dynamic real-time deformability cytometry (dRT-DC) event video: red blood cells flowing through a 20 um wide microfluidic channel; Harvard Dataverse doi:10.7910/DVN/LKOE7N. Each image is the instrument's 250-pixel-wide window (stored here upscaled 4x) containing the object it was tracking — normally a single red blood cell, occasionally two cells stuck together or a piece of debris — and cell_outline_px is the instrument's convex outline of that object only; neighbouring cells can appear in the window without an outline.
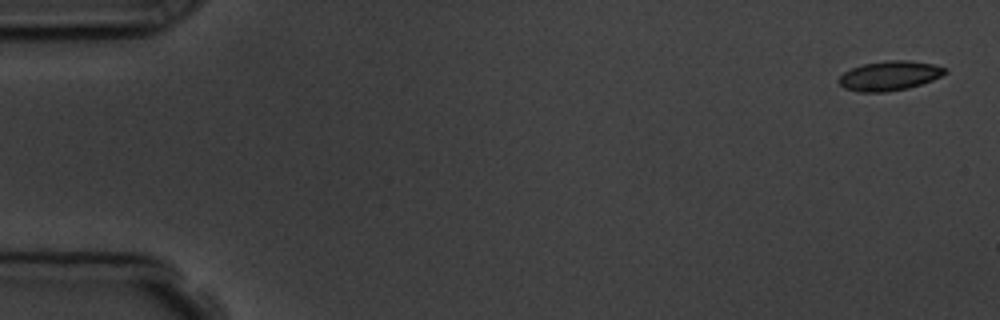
{"species": "common noctule bat (a hibernating species)", "species_latin": "Nyctalus noctula", "temperature_condition": "room temperature", "stored_images_in_passage": 5, "camera_frame_rate_fps": 3000, "um_per_image_px": 0.085, "animal": {"sex": "male", "body_mass_g": 19.5, "forearm_length_mm": 54.6}, "frame": {"image": 1, "passage_image": 1, "time_ms": 0.0, "image_size_px": [1000, 320], "cell_outline_px": [[948, 72], [932, 80], [908, 88], [884, 92], [860, 92], [844, 88], [836, 80], [844, 72], [852, 68], [864, 64], [892, 60], [908, 60], [932, 64], [948, 68]], "centroid_in_image_um": [75.61, 6.44], "position_along_channel_um": 9.4, "area_um2": 18.15}}
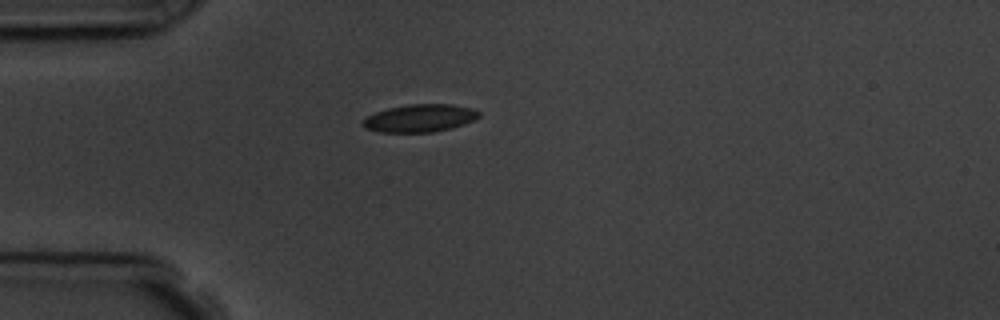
{"frame": {"image": 2, "passage_image": 5, "time_ms": 4.333, "image_size_px": [1000, 320], "cell_outline_px": [[480, 116], [464, 124], [452, 128], [432, 132], [380, 132], [364, 128], [364, 120], [368, 116], [376, 112], [388, 108], [408, 104], [452, 104], [472, 108], [480, 112]], "centroid_in_image_um": [35.71, 10.04], "position_along_channel_um": 49.3, "area_um2": 18.61}}